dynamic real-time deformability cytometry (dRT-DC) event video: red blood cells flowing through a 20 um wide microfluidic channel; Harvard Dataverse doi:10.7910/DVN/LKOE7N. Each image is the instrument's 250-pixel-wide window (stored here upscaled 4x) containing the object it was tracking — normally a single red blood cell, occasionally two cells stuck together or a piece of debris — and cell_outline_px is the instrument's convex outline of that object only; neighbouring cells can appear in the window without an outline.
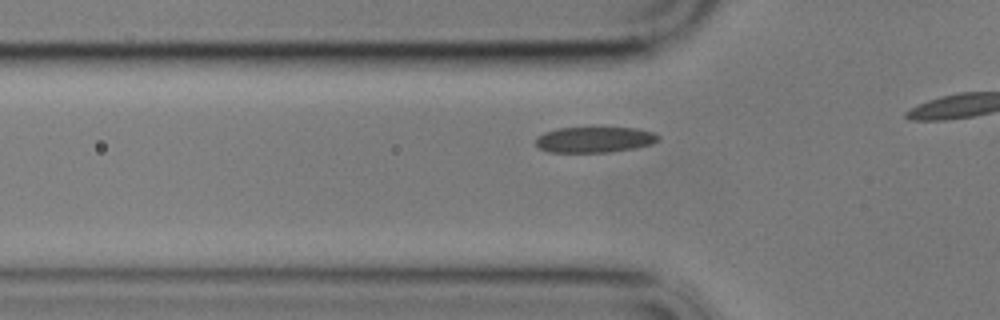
{"species": "common noctule bat (a hibernating species)", "species_latin": "Nyctalus noctula", "temperature_condition": "cold", "stored_images_in_passage": 15, "camera_frame_rate_fps": 3000, "um_per_image_px": 0.085, "animal": {"sex": "male", "body_mass_g": 17.9}, "frame": {"image": 1, "passage_image": 9, "time_ms": 2.667, "image_size_px": [1000, 320], "cell_outline_px": [[660, 140], [652, 144], [636, 148], [608, 152], [548, 152], [540, 148], [536, 144], [536, 140], [544, 132], [560, 128], [636, 128], [652, 132], [660, 136]], "centroid_in_image_um": [50.58, 11.87], "position_along_channel_um": 75.2, "area_um2": 18.26}}
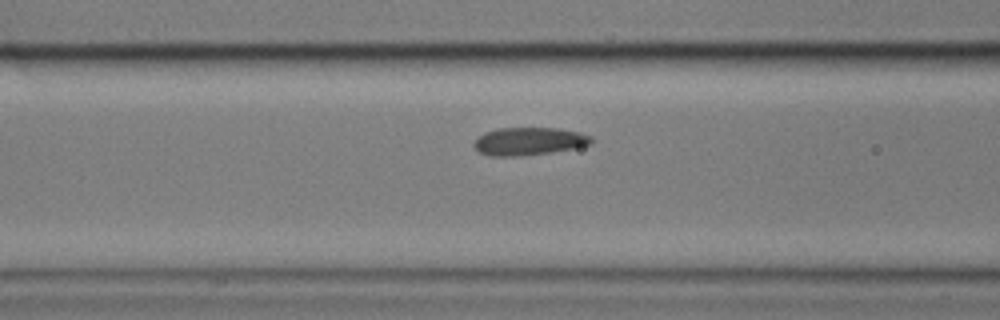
{"frame": {"image": 2, "passage_image": 13, "time_ms": 4.0, "image_size_px": [1000, 320], "cell_outline_px": [[592, 144], [552, 152], [520, 156], [492, 156], [480, 152], [472, 144], [484, 132], [500, 128], [556, 128], [580, 132], [592, 136]], "centroid_in_image_um": [44.97, 12.0], "position_along_channel_um": 121.6, "area_um2": 18.9}}